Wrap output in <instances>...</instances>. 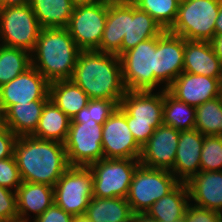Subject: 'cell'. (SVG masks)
<instances>
[{"mask_svg": "<svg viewBox=\"0 0 222 222\" xmlns=\"http://www.w3.org/2000/svg\"><path fill=\"white\" fill-rule=\"evenodd\" d=\"M89 99H105L120 104L126 88L120 57L97 50H81L70 79Z\"/></svg>", "mask_w": 222, "mask_h": 222, "instance_id": "6da1fadb", "label": "cell"}, {"mask_svg": "<svg viewBox=\"0 0 222 222\" xmlns=\"http://www.w3.org/2000/svg\"><path fill=\"white\" fill-rule=\"evenodd\" d=\"M14 157L23 182L52 187L70 167L63 143L33 136L17 137Z\"/></svg>", "mask_w": 222, "mask_h": 222, "instance_id": "7a4b0ae2", "label": "cell"}, {"mask_svg": "<svg viewBox=\"0 0 222 222\" xmlns=\"http://www.w3.org/2000/svg\"><path fill=\"white\" fill-rule=\"evenodd\" d=\"M80 52L67 28H42L31 53L32 66L50 83L70 80Z\"/></svg>", "mask_w": 222, "mask_h": 222, "instance_id": "3957f363", "label": "cell"}, {"mask_svg": "<svg viewBox=\"0 0 222 222\" xmlns=\"http://www.w3.org/2000/svg\"><path fill=\"white\" fill-rule=\"evenodd\" d=\"M119 105L126 111L127 125L141 147L163 125L164 90L126 91Z\"/></svg>", "mask_w": 222, "mask_h": 222, "instance_id": "277c9868", "label": "cell"}, {"mask_svg": "<svg viewBox=\"0 0 222 222\" xmlns=\"http://www.w3.org/2000/svg\"><path fill=\"white\" fill-rule=\"evenodd\" d=\"M222 0H183L169 32L186 40L210 41Z\"/></svg>", "mask_w": 222, "mask_h": 222, "instance_id": "5b68a950", "label": "cell"}, {"mask_svg": "<svg viewBox=\"0 0 222 222\" xmlns=\"http://www.w3.org/2000/svg\"><path fill=\"white\" fill-rule=\"evenodd\" d=\"M157 41L158 36L149 38L120 56L123 82L127 91L166 89L161 87L162 84L154 77Z\"/></svg>", "mask_w": 222, "mask_h": 222, "instance_id": "8992f818", "label": "cell"}, {"mask_svg": "<svg viewBox=\"0 0 222 222\" xmlns=\"http://www.w3.org/2000/svg\"><path fill=\"white\" fill-rule=\"evenodd\" d=\"M179 183L170 170L148 168L140 164L134 172L126 199L134 214L146 213Z\"/></svg>", "mask_w": 222, "mask_h": 222, "instance_id": "52a82bcc", "label": "cell"}, {"mask_svg": "<svg viewBox=\"0 0 222 222\" xmlns=\"http://www.w3.org/2000/svg\"><path fill=\"white\" fill-rule=\"evenodd\" d=\"M139 159H101L89 166L93 175V197L127 198Z\"/></svg>", "mask_w": 222, "mask_h": 222, "instance_id": "ba28073f", "label": "cell"}, {"mask_svg": "<svg viewBox=\"0 0 222 222\" xmlns=\"http://www.w3.org/2000/svg\"><path fill=\"white\" fill-rule=\"evenodd\" d=\"M41 30L30 4L0 8V44L32 53Z\"/></svg>", "mask_w": 222, "mask_h": 222, "instance_id": "9c48e42d", "label": "cell"}, {"mask_svg": "<svg viewBox=\"0 0 222 222\" xmlns=\"http://www.w3.org/2000/svg\"><path fill=\"white\" fill-rule=\"evenodd\" d=\"M54 203L75 216H84L93 197V175L89 167L70 166L57 181Z\"/></svg>", "mask_w": 222, "mask_h": 222, "instance_id": "30bf717a", "label": "cell"}, {"mask_svg": "<svg viewBox=\"0 0 222 222\" xmlns=\"http://www.w3.org/2000/svg\"><path fill=\"white\" fill-rule=\"evenodd\" d=\"M102 128L97 122L70 123L64 143L70 166L89 167L104 159Z\"/></svg>", "mask_w": 222, "mask_h": 222, "instance_id": "8fae6325", "label": "cell"}, {"mask_svg": "<svg viewBox=\"0 0 222 222\" xmlns=\"http://www.w3.org/2000/svg\"><path fill=\"white\" fill-rule=\"evenodd\" d=\"M107 13V5L75 4L67 29L81 50H96L100 46Z\"/></svg>", "mask_w": 222, "mask_h": 222, "instance_id": "7c38bea8", "label": "cell"}, {"mask_svg": "<svg viewBox=\"0 0 222 222\" xmlns=\"http://www.w3.org/2000/svg\"><path fill=\"white\" fill-rule=\"evenodd\" d=\"M102 127L104 159L140 158L142 147L133 137L126 122V111L120 105Z\"/></svg>", "mask_w": 222, "mask_h": 222, "instance_id": "4fadbf2b", "label": "cell"}, {"mask_svg": "<svg viewBox=\"0 0 222 222\" xmlns=\"http://www.w3.org/2000/svg\"><path fill=\"white\" fill-rule=\"evenodd\" d=\"M50 82L33 66L0 87V111L11 105L49 100Z\"/></svg>", "mask_w": 222, "mask_h": 222, "instance_id": "5bb4252c", "label": "cell"}, {"mask_svg": "<svg viewBox=\"0 0 222 222\" xmlns=\"http://www.w3.org/2000/svg\"><path fill=\"white\" fill-rule=\"evenodd\" d=\"M184 38L165 30L158 36L154 77L166 89L183 72Z\"/></svg>", "mask_w": 222, "mask_h": 222, "instance_id": "9a60e30c", "label": "cell"}, {"mask_svg": "<svg viewBox=\"0 0 222 222\" xmlns=\"http://www.w3.org/2000/svg\"><path fill=\"white\" fill-rule=\"evenodd\" d=\"M180 131L161 125L142 146L139 162L148 168L171 170L174 166Z\"/></svg>", "mask_w": 222, "mask_h": 222, "instance_id": "2e32d148", "label": "cell"}, {"mask_svg": "<svg viewBox=\"0 0 222 222\" xmlns=\"http://www.w3.org/2000/svg\"><path fill=\"white\" fill-rule=\"evenodd\" d=\"M167 91L177 100L197 107L221 96L222 78L182 72L167 88Z\"/></svg>", "mask_w": 222, "mask_h": 222, "instance_id": "e0dca14e", "label": "cell"}, {"mask_svg": "<svg viewBox=\"0 0 222 222\" xmlns=\"http://www.w3.org/2000/svg\"><path fill=\"white\" fill-rule=\"evenodd\" d=\"M204 136L196 129L180 131L174 166L170 170L180 183L188 182L200 172Z\"/></svg>", "mask_w": 222, "mask_h": 222, "instance_id": "ac0fdd59", "label": "cell"}, {"mask_svg": "<svg viewBox=\"0 0 222 222\" xmlns=\"http://www.w3.org/2000/svg\"><path fill=\"white\" fill-rule=\"evenodd\" d=\"M186 184L193 205L222 213V171H200Z\"/></svg>", "mask_w": 222, "mask_h": 222, "instance_id": "d6986e66", "label": "cell"}, {"mask_svg": "<svg viewBox=\"0 0 222 222\" xmlns=\"http://www.w3.org/2000/svg\"><path fill=\"white\" fill-rule=\"evenodd\" d=\"M183 72L222 78V64L215 55L210 41L184 39Z\"/></svg>", "mask_w": 222, "mask_h": 222, "instance_id": "ffe728a7", "label": "cell"}, {"mask_svg": "<svg viewBox=\"0 0 222 222\" xmlns=\"http://www.w3.org/2000/svg\"><path fill=\"white\" fill-rule=\"evenodd\" d=\"M16 197L18 222H31L32 218L34 220L42 215L54 203V189L48 184L22 181L16 190Z\"/></svg>", "mask_w": 222, "mask_h": 222, "instance_id": "44dd1931", "label": "cell"}, {"mask_svg": "<svg viewBox=\"0 0 222 222\" xmlns=\"http://www.w3.org/2000/svg\"><path fill=\"white\" fill-rule=\"evenodd\" d=\"M164 31L152 16L134 3H128V27L121 45V55L142 41L161 35Z\"/></svg>", "mask_w": 222, "mask_h": 222, "instance_id": "7402d4cb", "label": "cell"}, {"mask_svg": "<svg viewBox=\"0 0 222 222\" xmlns=\"http://www.w3.org/2000/svg\"><path fill=\"white\" fill-rule=\"evenodd\" d=\"M48 100L31 101L11 105L4 113L6 127L17 137L32 136Z\"/></svg>", "mask_w": 222, "mask_h": 222, "instance_id": "603a6c76", "label": "cell"}, {"mask_svg": "<svg viewBox=\"0 0 222 222\" xmlns=\"http://www.w3.org/2000/svg\"><path fill=\"white\" fill-rule=\"evenodd\" d=\"M128 27V3L108 6L100 46L97 51L121 56V45Z\"/></svg>", "mask_w": 222, "mask_h": 222, "instance_id": "cb8c5ba5", "label": "cell"}, {"mask_svg": "<svg viewBox=\"0 0 222 222\" xmlns=\"http://www.w3.org/2000/svg\"><path fill=\"white\" fill-rule=\"evenodd\" d=\"M189 203L187 184L179 183L171 192L157 200L146 213L161 222H180L184 219Z\"/></svg>", "mask_w": 222, "mask_h": 222, "instance_id": "d4e9b609", "label": "cell"}, {"mask_svg": "<svg viewBox=\"0 0 222 222\" xmlns=\"http://www.w3.org/2000/svg\"><path fill=\"white\" fill-rule=\"evenodd\" d=\"M75 4L73 0L30 1V6L42 28H67Z\"/></svg>", "mask_w": 222, "mask_h": 222, "instance_id": "484cf974", "label": "cell"}, {"mask_svg": "<svg viewBox=\"0 0 222 222\" xmlns=\"http://www.w3.org/2000/svg\"><path fill=\"white\" fill-rule=\"evenodd\" d=\"M71 119L52 100H48L43 108L39 124L33 137L65 143Z\"/></svg>", "mask_w": 222, "mask_h": 222, "instance_id": "4316f807", "label": "cell"}, {"mask_svg": "<svg viewBox=\"0 0 222 222\" xmlns=\"http://www.w3.org/2000/svg\"><path fill=\"white\" fill-rule=\"evenodd\" d=\"M49 98L70 119L89 102L88 95L71 80H58L49 85Z\"/></svg>", "mask_w": 222, "mask_h": 222, "instance_id": "83f0119b", "label": "cell"}, {"mask_svg": "<svg viewBox=\"0 0 222 222\" xmlns=\"http://www.w3.org/2000/svg\"><path fill=\"white\" fill-rule=\"evenodd\" d=\"M133 214L126 198L92 197L84 216L90 222H118Z\"/></svg>", "mask_w": 222, "mask_h": 222, "instance_id": "f1b7e54d", "label": "cell"}, {"mask_svg": "<svg viewBox=\"0 0 222 222\" xmlns=\"http://www.w3.org/2000/svg\"><path fill=\"white\" fill-rule=\"evenodd\" d=\"M196 110L194 106L181 102L164 90L163 125L178 131L195 129Z\"/></svg>", "mask_w": 222, "mask_h": 222, "instance_id": "f546056e", "label": "cell"}, {"mask_svg": "<svg viewBox=\"0 0 222 222\" xmlns=\"http://www.w3.org/2000/svg\"><path fill=\"white\" fill-rule=\"evenodd\" d=\"M32 66L31 53L0 44V87Z\"/></svg>", "mask_w": 222, "mask_h": 222, "instance_id": "4dcf8cb0", "label": "cell"}, {"mask_svg": "<svg viewBox=\"0 0 222 222\" xmlns=\"http://www.w3.org/2000/svg\"><path fill=\"white\" fill-rule=\"evenodd\" d=\"M195 129L205 136H222V96L195 107Z\"/></svg>", "mask_w": 222, "mask_h": 222, "instance_id": "1f68e13d", "label": "cell"}, {"mask_svg": "<svg viewBox=\"0 0 222 222\" xmlns=\"http://www.w3.org/2000/svg\"><path fill=\"white\" fill-rule=\"evenodd\" d=\"M179 0H136L135 6L145 11L160 24L164 30H169L177 17Z\"/></svg>", "mask_w": 222, "mask_h": 222, "instance_id": "d6a6232c", "label": "cell"}, {"mask_svg": "<svg viewBox=\"0 0 222 222\" xmlns=\"http://www.w3.org/2000/svg\"><path fill=\"white\" fill-rule=\"evenodd\" d=\"M118 106L112 100L90 99L87 106L73 116L71 123L97 122L103 125Z\"/></svg>", "mask_w": 222, "mask_h": 222, "instance_id": "836d02e7", "label": "cell"}, {"mask_svg": "<svg viewBox=\"0 0 222 222\" xmlns=\"http://www.w3.org/2000/svg\"><path fill=\"white\" fill-rule=\"evenodd\" d=\"M200 171H222V136H204Z\"/></svg>", "mask_w": 222, "mask_h": 222, "instance_id": "e575fe53", "label": "cell"}, {"mask_svg": "<svg viewBox=\"0 0 222 222\" xmlns=\"http://www.w3.org/2000/svg\"><path fill=\"white\" fill-rule=\"evenodd\" d=\"M21 183L22 180L14 155L0 160V186L16 192Z\"/></svg>", "mask_w": 222, "mask_h": 222, "instance_id": "d590c367", "label": "cell"}, {"mask_svg": "<svg viewBox=\"0 0 222 222\" xmlns=\"http://www.w3.org/2000/svg\"><path fill=\"white\" fill-rule=\"evenodd\" d=\"M0 222H18L16 192L0 186Z\"/></svg>", "mask_w": 222, "mask_h": 222, "instance_id": "8d00e7d4", "label": "cell"}, {"mask_svg": "<svg viewBox=\"0 0 222 222\" xmlns=\"http://www.w3.org/2000/svg\"><path fill=\"white\" fill-rule=\"evenodd\" d=\"M183 220L185 222H221L222 213L189 203Z\"/></svg>", "mask_w": 222, "mask_h": 222, "instance_id": "74e56055", "label": "cell"}, {"mask_svg": "<svg viewBox=\"0 0 222 222\" xmlns=\"http://www.w3.org/2000/svg\"><path fill=\"white\" fill-rule=\"evenodd\" d=\"M74 216L53 203L42 215L31 222H72Z\"/></svg>", "mask_w": 222, "mask_h": 222, "instance_id": "f35d334b", "label": "cell"}, {"mask_svg": "<svg viewBox=\"0 0 222 222\" xmlns=\"http://www.w3.org/2000/svg\"><path fill=\"white\" fill-rule=\"evenodd\" d=\"M16 139L17 136L8 128L0 134V160L13 156Z\"/></svg>", "mask_w": 222, "mask_h": 222, "instance_id": "ab89813d", "label": "cell"}, {"mask_svg": "<svg viewBox=\"0 0 222 222\" xmlns=\"http://www.w3.org/2000/svg\"><path fill=\"white\" fill-rule=\"evenodd\" d=\"M210 43L215 52V55L220 59V62L222 64V35H215L210 40Z\"/></svg>", "mask_w": 222, "mask_h": 222, "instance_id": "60d3db41", "label": "cell"}, {"mask_svg": "<svg viewBox=\"0 0 222 222\" xmlns=\"http://www.w3.org/2000/svg\"><path fill=\"white\" fill-rule=\"evenodd\" d=\"M31 0H0V8L24 6L30 4Z\"/></svg>", "mask_w": 222, "mask_h": 222, "instance_id": "b9f144b4", "label": "cell"}, {"mask_svg": "<svg viewBox=\"0 0 222 222\" xmlns=\"http://www.w3.org/2000/svg\"><path fill=\"white\" fill-rule=\"evenodd\" d=\"M136 222H161L152 217H150L147 213H137L135 214Z\"/></svg>", "mask_w": 222, "mask_h": 222, "instance_id": "7bdbcfd3", "label": "cell"}, {"mask_svg": "<svg viewBox=\"0 0 222 222\" xmlns=\"http://www.w3.org/2000/svg\"><path fill=\"white\" fill-rule=\"evenodd\" d=\"M215 35H222V3L215 22Z\"/></svg>", "mask_w": 222, "mask_h": 222, "instance_id": "ee69618b", "label": "cell"}, {"mask_svg": "<svg viewBox=\"0 0 222 222\" xmlns=\"http://www.w3.org/2000/svg\"><path fill=\"white\" fill-rule=\"evenodd\" d=\"M92 3L103 4L107 6H112L116 4H124L126 0H92Z\"/></svg>", "mask_w": 222, "mask_h": 222, "instance_id": "f6af8a7d", "label": "cell"}, {"mask_svg": "<svg viewBox=\"0 0 222 222\" xmlns=\"http://www.w3.org/2000/svg\"><path fill=\"white\" fill-rule=\"evenodd\" d=\"M6 122L3 113L0 111V134L6 129Z\"/></svg>", "mask_w": 222, "mask_h": 222, "instance_id": "bcb514c9", "label": "cell"}, {"mask_svg": "<svg viewBox=\"0 0 222 222\" xmlns=\"http://www.w3.org/2000/svg\"><path fill=\"white\" fill-rule=\"evenodd\" d=\"M72 222H90L85 216H75Z\"/></svg>", "mask_w": 222, "mask_h": 222, "instance_id": "7dc6e473", "label": "cell"}, {"mask_svg": "<svg viewBox=\"0 0 222 222\" xmlns=\"http://www.w3.org/2000/svg\"><path fill=\"white\" fill-rule=\"evenodd\" d=\"M118 222H136L135 221V214L133 213L129 218H126V219L118 221Z\"/></svg>", "mask_w": 222, "mask_h": 222, "instance_id": "c3c4849f", "label": "cell"}, {"mask_svg": "<svg viewBox=\"0 0 222 222\" xmlns=\"http://www.w3.org/2000/svg\"><path fill=\"white\" fill-rule=\"evenodd\" d=\"M76 4L77 3H91L92 0H73Z\"/></svg>", "mask_w": 222, "mask_h": 222, "instance_id": "681fc988", "label": "cell"}, {"mask_svg": "<svg viewBox=\"0 0 222 222\" xmlns=\"http://www.w3.org/2000/svg\"><path fill=\"white\" fill-rule=\"evenodd\" d=\"M136 0H126V3H134Z\"/></svg>", "mask_w": 222, "mask_h": 222, "instance_id": "f907efd6", "label": "cell"}]
</instances>
